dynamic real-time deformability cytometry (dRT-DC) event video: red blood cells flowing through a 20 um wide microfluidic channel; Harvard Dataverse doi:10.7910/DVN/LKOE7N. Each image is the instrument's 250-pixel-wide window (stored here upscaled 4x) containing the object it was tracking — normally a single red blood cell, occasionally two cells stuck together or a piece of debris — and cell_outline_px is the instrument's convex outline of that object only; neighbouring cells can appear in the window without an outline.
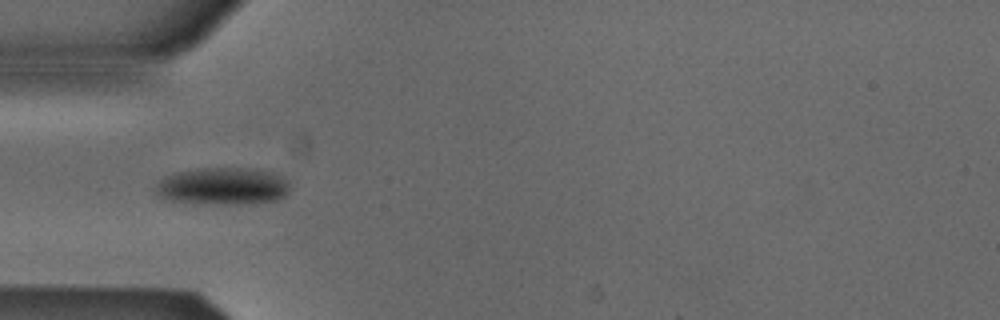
{"species": "Egyptian fruit bat (a non-hibernating species)", "species_latin": "Rousettus aegyptiacus", "temperature_condition": "cold", "stored_images_in_passage": 24, "camera_frame_rate_fps": 3000, "um_per_image_px": 0.085, "animal": {"sex": "male"}, "frame": {"image": 1, "passage_image": 1, "time_ms": 0.0, "image_size_px": [1000, 320], "cell_outline_px": [[288, 192], [284, 196], [276, 200], [236, 204], [216, 204], [164, 200], [152, 188], [164, 176], [176, 172], [196, 168], [256, 168], [272, 172], [288, 180]], "centroid_in_image_um": [18.89, 15.81], "position_along_channel_um": 66.1, "area_um2": 29.36}}
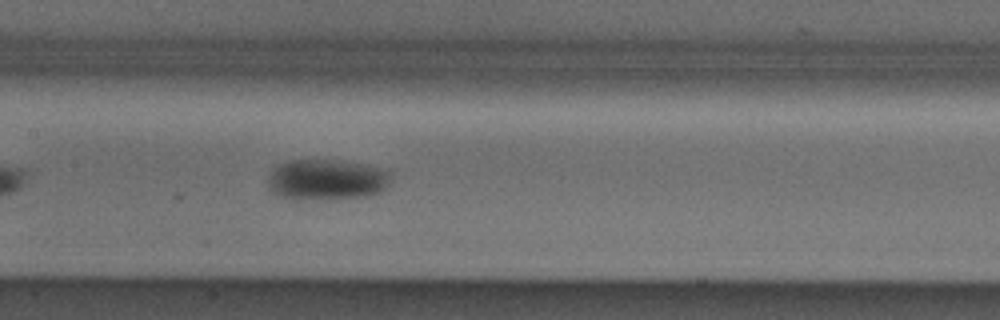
{"frame": {"image": 2, "passage_image": 10, "time_ms": 3.0, "image_size_px": [1000, 320], "cell_outline_px": [[392, 176], [388, 184], [380, 192], [364, 196], [300, 200], [292, 200], [272, 192], [268, 188], [268, 176], [272, 168], [280, 164], [292, 160], [332, 160], [360, 164], [392, 172]], "centroid_in_image_um": [27.7, 15.28], "position_along_channel_um": 179.7, "area_um2": 28.96}}
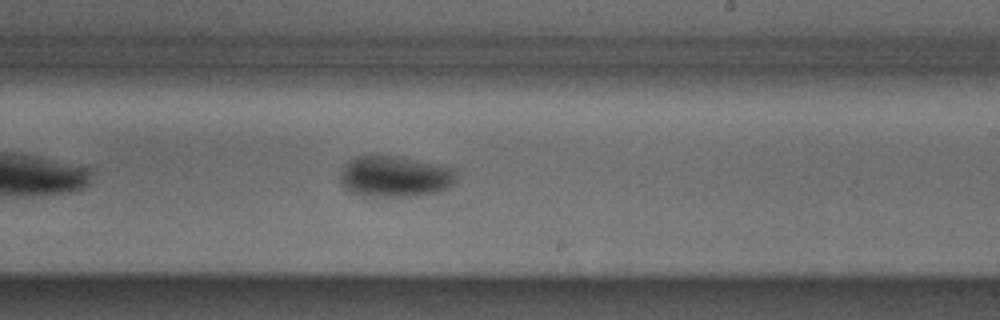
{"frame": {"image": 3, "passage_image": 16, "time_ms": 5.0, "image_size_px": [1000, 320], "cell_outline_px": [[456, 180], [448, 188], [440, 192], [416, 196], [364, 196], [352, 192], [344, 188], [340, 184], [340, 168], [348, 160], [356, 156], [400, 156], [456, 168]], "centroid_in_image_um": [33.56, 15.0], "position_along_channel_um": 255.4, "area_um2": 28.32}}